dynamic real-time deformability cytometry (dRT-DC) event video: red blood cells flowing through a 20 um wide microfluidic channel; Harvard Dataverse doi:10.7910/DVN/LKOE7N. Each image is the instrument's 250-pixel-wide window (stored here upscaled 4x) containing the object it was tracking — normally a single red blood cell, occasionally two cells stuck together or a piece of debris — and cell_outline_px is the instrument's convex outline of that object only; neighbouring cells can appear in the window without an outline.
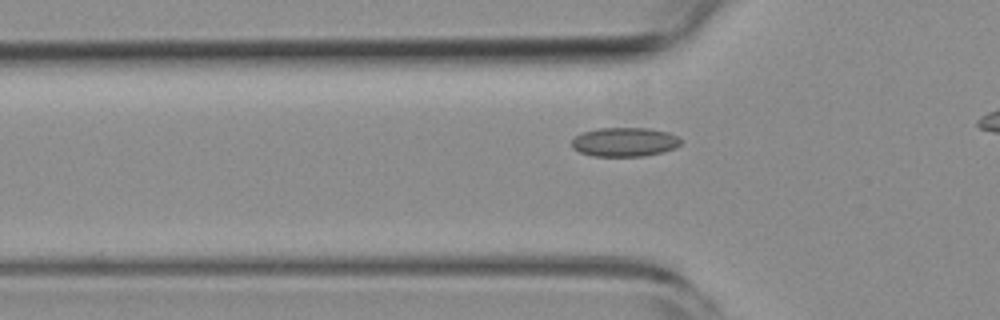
{"species": "common noctule bat (a hibernating species)", "species_latin": "Nyctalus noctula", "temperature_condition": "room temperature", "stored_images_in_passage": 21, "camera_frame_rate_fps": 3000, "um_per_image_px": 0.085, "animal": {"sex": "female", "body_mass_g": 19.3, "forearm_length_mm": 54.1}, "frame": {"image": 1, "passage_image": 5, "time_ms": 1.333, "image_size_px": [1000, 320], "cell_outline_px": [[680, 144], [676, 148], [664, 152], [644, 156], [592, 156], [580, 152], [572, 148], [572, 140], [576, 136], [584, 132], [600, 128], [648, 128], [668, 132], [680, 136]], "centroid_in_image_um": [53.13, 12.07], "position_along_channel_um": 72.7, "area_um2": 18.55}}
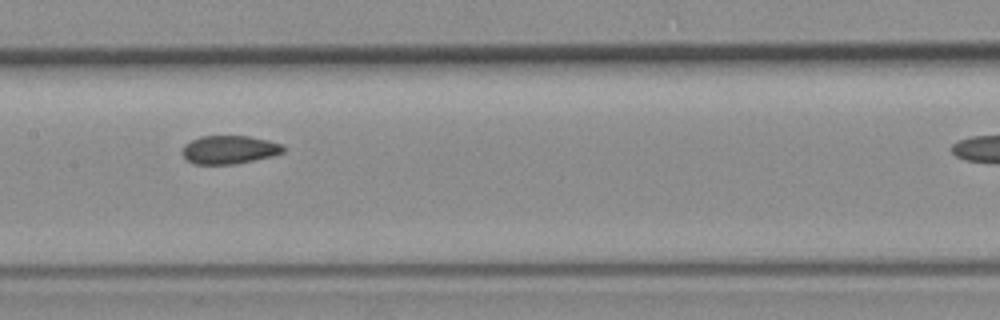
{"frame": {"image": 2, "passage_image": 14, "time_ms": 4.333, "image_size_px": [1000, 320], "cell_outline_px": [[284, 152], [272, 156], [232, 164], [192, 164], [180, 152], [184, 144], [200, 136], [248, 136], [268, 140], [284, 144]], "centroid_in_image_um": [19.47, 12.71], "position_along_channel_um": 187.9, "area_um2": 16.7}}
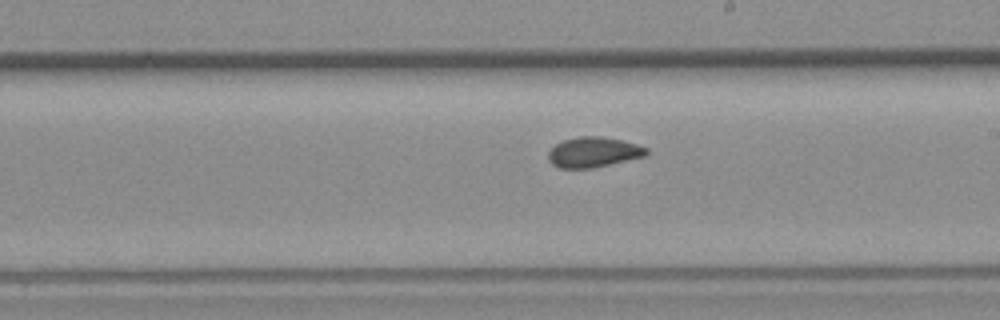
{"frame": {"image": 3, "passage_image": 18, "time_ms": 5.667, "image_size_px": [1000, 320], "cell_outline_px": [[648, 152], [644, 156], [592, 168], [560, 168], [552, 164], [548, 160], [548, 152], [556, 144], [564, 140], [580, 136], [600, 136], [620, 140], [636, 144], [648, 148]], "centroid_in_image_um": [50.42, 12.93], "position_along_channel_um": 238.6, "area_um2": 17.05}}